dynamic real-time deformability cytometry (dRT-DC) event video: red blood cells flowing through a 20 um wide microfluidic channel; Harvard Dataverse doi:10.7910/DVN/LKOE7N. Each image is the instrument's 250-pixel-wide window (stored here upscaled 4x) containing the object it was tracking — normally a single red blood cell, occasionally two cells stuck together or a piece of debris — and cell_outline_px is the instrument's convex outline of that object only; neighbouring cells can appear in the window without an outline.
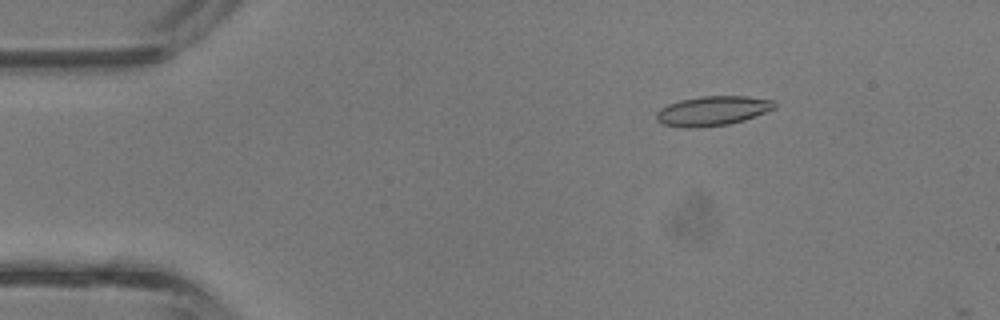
{"species": "common noctule bat (a hibernating species)", "species_latin": "Nyctalus noctula", "temperature_condition": "room temperature", "stored_images_in_passage": 3, "camera_frame_rate_fps": 3000, "um_per_image_px": 0.085, "animal": {"sex": "male", "body_mass_g": 13.3}, "frame": {"image": 1, "passage_image": 2, "time_ms": 0.333, "image_size_px": [1000, 320], "cell_outline_px": [[776, 108], [744, 120], [728, 124], [700, 128], [684, 128], [664, 124], [656, 120], [656, 112], [660, 108], [668, 104], [680, 100], [700, 96], [748, 96], [772, 100], [776, 104]], "centroid_in_image_um": [60.55, 9.42], "position_along_channel_um": 24.5, "area_um2": 20.46}}